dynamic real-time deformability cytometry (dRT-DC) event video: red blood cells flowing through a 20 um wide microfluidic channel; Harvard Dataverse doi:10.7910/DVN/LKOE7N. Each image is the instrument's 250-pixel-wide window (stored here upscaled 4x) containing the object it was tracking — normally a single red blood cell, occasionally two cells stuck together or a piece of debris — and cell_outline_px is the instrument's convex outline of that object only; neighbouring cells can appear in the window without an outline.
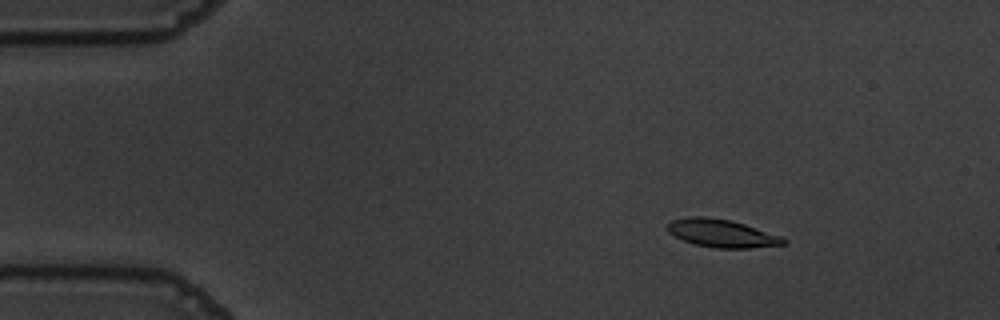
{"species": "common noctule bat (a hibernating species)", "species_latin": "Nyctalus noctula", "temperature_condition": "warm", "stored_images_in_passage": 51, "camera_frame_rate_fps": 3000, "um_per_image_px": 0.085, "animal": {"sex": "male", "body_mass_g": 19.5, "forearm_length_mm": 54.6}, "frame": {"image": 1, "passage_image": 3, "time_ms": 0.667, "image_size_px": [1000, 320], "cell_outline_px": [[788, 244], [752, 248], [716, 248], [696, 244], [684, 240], [668, 232], [668, 224], [672, 220], [688, 216], [708, 216], [732, 220], [780, 236], [788, 240]], "centroid_in_image_um": [61.38, 19.82], "position_along_channel_um": 23.6, "area_um2": 18.84}}
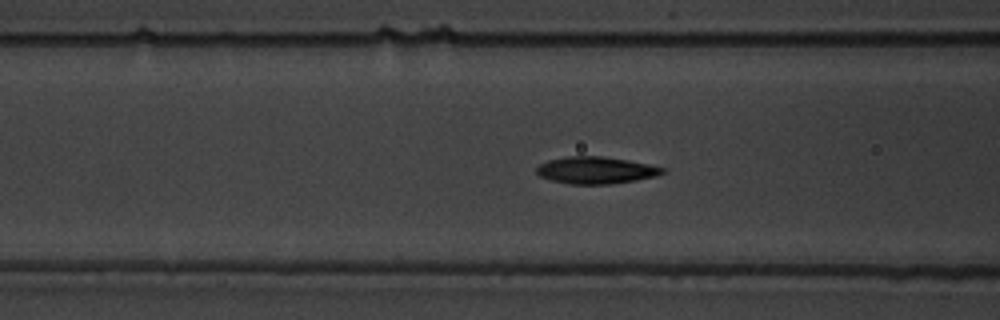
{"frame": {"image": 2, "passage_image": 17, "time_ms": 5.333, "image_size_px": [1000, 320], "cell_outline_px": [[664, 172], [656, 176], [636, 180], [612, 184], [568, 184], [552, 180], [540, 176], [536, 172], [536, 168], [540, 164], [548, 160], [568, 156], [600, 156], [628, 160], [648, 164], [664, 168]], "centroid_in_image_um": [50.63, 14.47], "position_along_channel_um": 116.0, "area_um2": 19.71}}
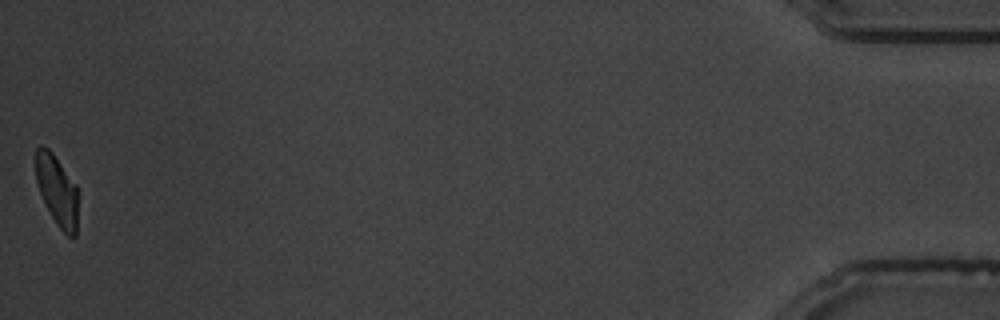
{"frame": {"image": 3, "passage_image": 51, "time_ms": 16.667, "image_size_px": [1000, 320], "cell_outline_px": [[80, 192], [76, 236], [68, 236], [56, 224], [40, 192], [36, 180], [36, 148], [40, 144], [48, 148], [52, 152], [76, 184]], "centroid_in_image_um": [4.9, 16.19], "position_along_channel_um": 430.3, "area_um2": 17.63}, "authors_computed_cell_mechanics": {"area_um2": 19.363, "velocity_mm_per_s": 3.6102, "shape_relaxation_time_tau1_ms": 3.1569, "shape_relaxation_time_tau2_ms": 1.8693, "deformation_change_tau1": 0.1605, "deformation_change_tau2": 0.0611}}